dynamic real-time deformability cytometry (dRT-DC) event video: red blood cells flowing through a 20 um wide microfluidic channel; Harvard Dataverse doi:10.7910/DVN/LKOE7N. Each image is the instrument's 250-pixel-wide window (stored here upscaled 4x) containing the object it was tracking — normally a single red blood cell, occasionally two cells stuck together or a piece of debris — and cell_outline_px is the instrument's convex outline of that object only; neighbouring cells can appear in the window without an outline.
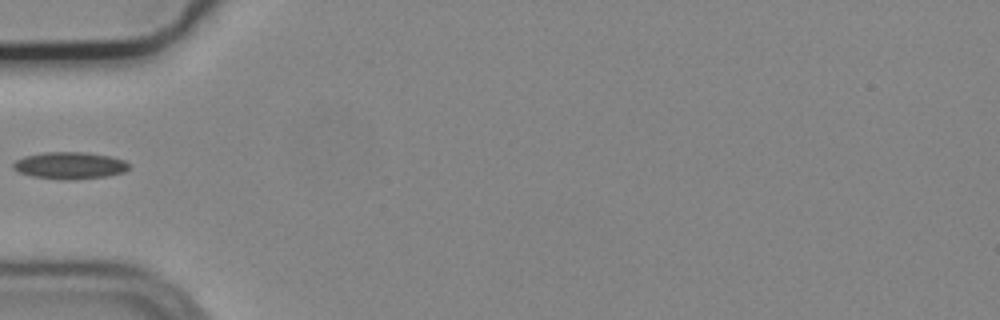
{"species": "common noctule bat (a hibernating species)", "species_latin": "Nyctalus noctula", "temperature_condition": "cold", "stored_images_in_passage": 5, "camera_frame_rate_fps": 3000, "um_per_image_px": 0.085, "animal": {"sex": "male", "body_mass_g": 19.2, "forearm_length_mm": 51.8}, "frame": {"image": 1, "passage_image": 5, "time_ms": 1.333, "image_size_px": [1000, 320], "cell_outline_px": [[132, 164], [124, 172], [108, 176], [68, 180], [32, 176], [20, 172], [12, 168], [12, 164], [16, 160], [24, 156], [44, 152], [88, 152], [112, 156], [124, 160]], "centroid_in_image_um": [5.97, 14.05], "position_along_channel_um": 79.0, "area_um2": 18.32}}